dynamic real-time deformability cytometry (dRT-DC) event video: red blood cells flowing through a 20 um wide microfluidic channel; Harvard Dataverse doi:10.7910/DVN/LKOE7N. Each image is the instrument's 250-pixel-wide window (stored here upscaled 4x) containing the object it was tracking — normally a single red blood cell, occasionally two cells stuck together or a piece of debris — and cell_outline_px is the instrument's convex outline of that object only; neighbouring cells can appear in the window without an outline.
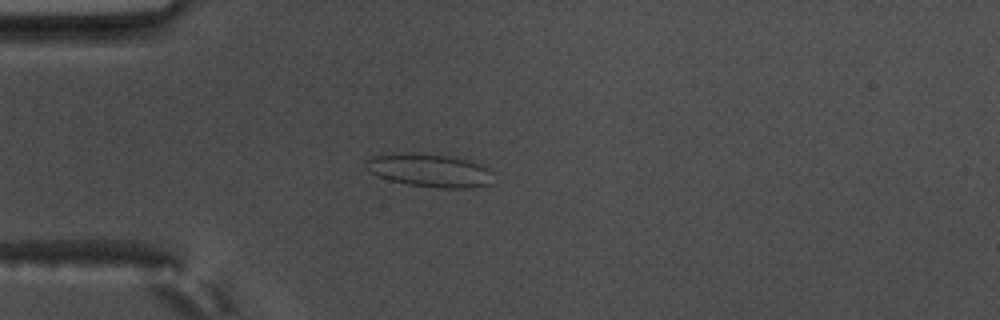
{"species": "common noctule bat (a hibernating species)", "species_latin": "Nyctalus noctula", "temperature_condition": "warm", "stored_images_in_passage": 55, "camera_frame_rate_fps": 3000, "um_per_image_px": 0.085, "animal": {"sex": "male", "body_mass_g": 17.5, "forearm_length_mm": 52.3}, "frame": {"image": 1, "passage_image": 15, "time_ms": 4.667, "image_size_px": [1000, 320], "cell_outline_px": [[492, 184], [468, 188], [440, 188], [408, 184], [388, 180], [376, 176], [368, 172], [364, 168], [368, 160], [372, 156], [448, 156], [480, 164], [488, 172]], "centroid_in_image_um": [36.49, 14.55], "position_along_channel_um": 48.5, "area_um2": 23.18}}
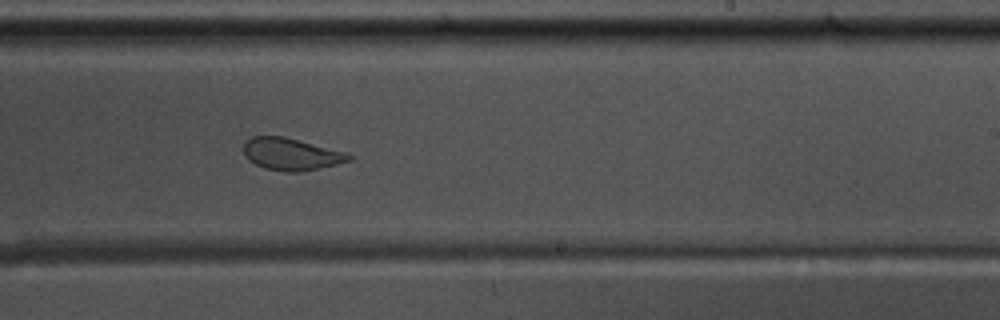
{"frame": {"image": 2, "passage_image": 34, "time_ms": 11.0, "image_size_px": [1000, 320], "cell_outline_px": [[352, 160], [320, 168], [300, 172], [284, 172], [264, 168], [248, 160], [244, 156], [244, 140], [252, 136], [284, 136], [348, 152], [352, 156]], "centroid_in_image_um": [24.74, 13.1], "position_along_channel_um": 264.3, "area_um2": 20.0}}
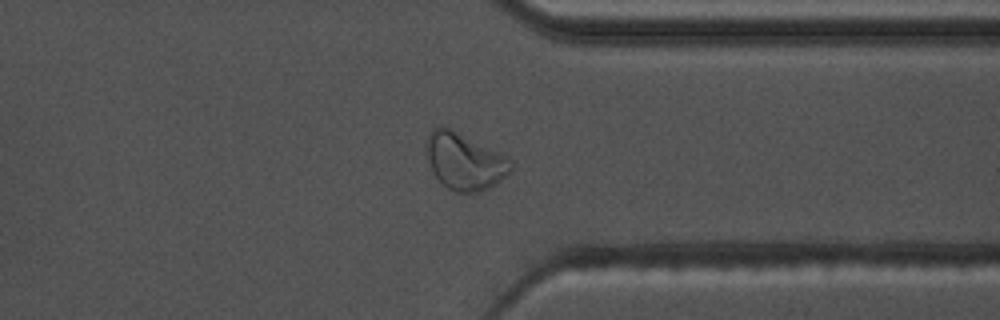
{"frame": {"image": 3, "passage_image": 43, "time_ms": 14.0, "image_size_px": [1000, 320], "cell_outline_px": [[512, 172], [488, 188], [472, 196], [456, 192], [448, 188], [436, 176], [428, 160], [424, 144], [432, 128], [448, 128], [512, 160]], "centroid_in_image_um": [39.48, 13.78], "position_along_channel_um": 371.9, "area_um2": 27.46}, "authors_computed_cell_mechanics": {"area_um2": 24.7384, "velocity_mm_per_s": 3.6463, "shape_relaxation_time_tau1_ms": null, "shape_relaxation_time_tau2_ms": 0.609, "deformation_change_tau1": null, "deformation_change_tau2": 0.0623}}